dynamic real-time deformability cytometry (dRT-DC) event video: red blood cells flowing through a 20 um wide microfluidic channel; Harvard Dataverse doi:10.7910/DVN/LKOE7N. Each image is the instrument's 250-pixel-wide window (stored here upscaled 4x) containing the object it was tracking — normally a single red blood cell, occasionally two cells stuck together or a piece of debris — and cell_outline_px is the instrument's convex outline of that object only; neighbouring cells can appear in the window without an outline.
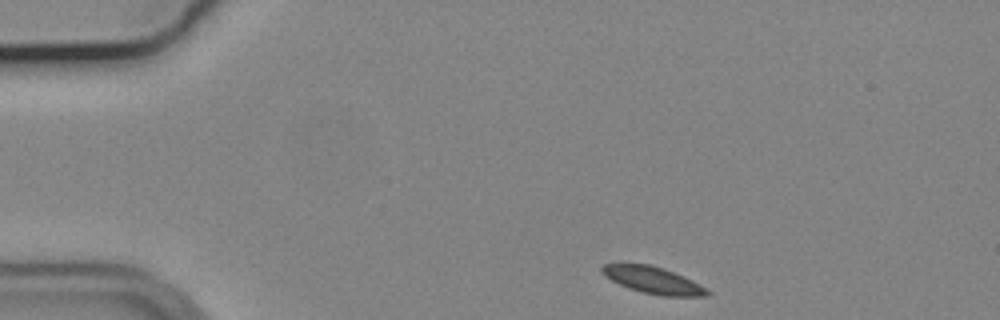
{"species": "common noctule bat (a hibernating species)", "species_latin": "Nyctalus noctula", "temperature_condition": "cold", "stored_images_in_passage": 47, "camera_frame_rate_fps": 3000, "um_per_image_px": 0.085, "animal": {"sex": "male", "body_mass_g": 19.2, "forearm_length_mm": 51.8}, "frame": {"image": 1, "passage_image": 1, "time_ms": 0.0, "image_size_px": [1000, 320], "cell_outline_px": [[712, 292], [708, 296], [660, 296], [628, 288], [604, 276], [600, 272], [600, 268], [604, 264], [648, 264], [664, 268], [692, 280], [708, 288]], "centroid_in_image_um": [55.54, 23.82], "position_along_channel_um": 29.5, "area_um2": 16.47}}
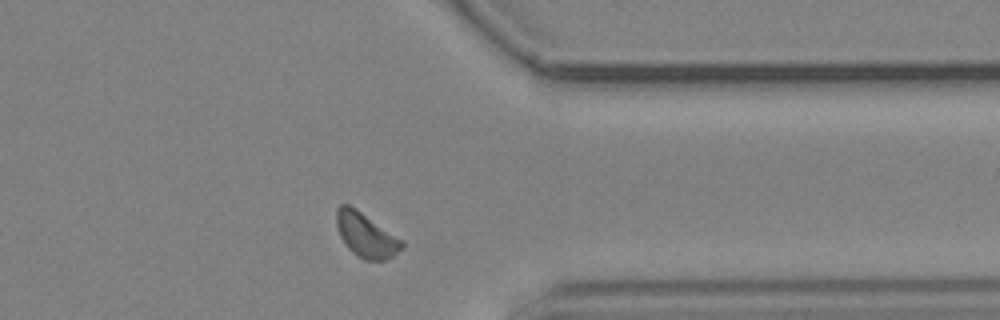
{"frame": {"image": 2, "passage_image": 36, "time_ms": 11.667, "image_size_px": [1000, 320], "cell_outline_px": [[404, 248], [392, 256], [384, 260], [364, 260], [352, 252], [348, 248], [340, 236], [336, 224], [336, 208], [340, 204], [348, 204], [356, 208], [404, 240]], "centroid_in_image_um": [31.12, 19.97], "position_along_channel_um": 380.3, "area_um2": 17.05}}
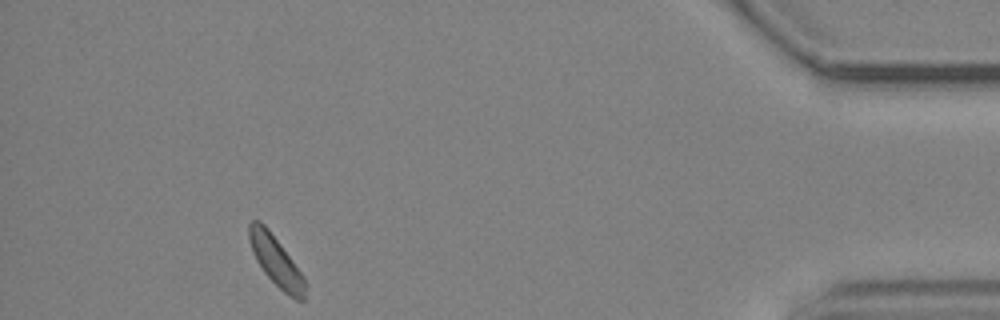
{"frame": {"image": 3, "passage_image": 43, "time_ms": 14.0, "image_size_px": [1000, 320], "cell_outline_px": [[304, 300], [296, 300], [288, 296], [264, 272], [256, 260], [252, 252], [248, 240], [248, 224], [252, 220], [260, 220], [268, 228], [304, 276]], "centroid_in_image_um": [23.41, 22.15], "position_along_channel_um": 411.8, "area_um2": 16.07}}